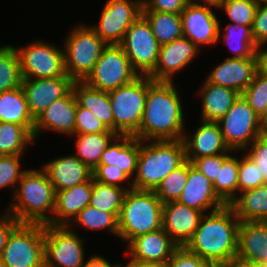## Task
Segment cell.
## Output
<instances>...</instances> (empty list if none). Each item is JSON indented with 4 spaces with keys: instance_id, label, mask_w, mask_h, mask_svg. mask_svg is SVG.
I'll return each instance as SVG.
<instances>
[{
    "instance_id": "obj_19",
    "label": "cell",
    "mask_w": 267,
    "mask_h": 267,
    "mask_svg": "<svg viewBox=\"0 0 267 267\" xmlns=\"http://www.w3.org/2000/svg\"><path fill=\"white\" fill-rule=\"evenodd\" d=\"M203 215L195 208L170 201L163 204L162 228L179 247H184L194 236Z\"/></svg>"
},
{
    "instance_id": "obj_15",
    "label": "cell",
    "mask_w": 267,
    "mask_h": 267,
    "mask_svg": "<svg viewBox=\"0 0 267 267\" xmlns=\"http://www.w3.org/2000/svg\"><path fill=\"white\" fill-rule=\"evenodd\" d=\"M73 82L74 80L69 75L22 79L21 87L32 117L36 119L50 104L64 97L72 89Z\"/></svg>"
},
{
    "instance_id": "obj_48",
    "label": "cell",
    "mask_w": 267,
    "mask_h": 267,
    "mask_svg": "<svg viewBox=\"0 0 267 267\" xmlns=\"http://www.w3.org/2000/svg\"><path fill=\"white\" fill-rule=\"evenodd\" d=\"M168 262L169 267H214L210 262L190 251L186 246L178 247Z\"/></svg>"
},
{
    "instance_id": "obj_25",
    "label": "cell",
    "mask_w": 267,
    "mask_h": 267,
    "mask_svg": "<svg viewBox=\"0 0 267 267\" xmlns=\"http://www.w3.org/2000/svg\"><path fill=\"white\" fill-rule=\"evenodd\" d=\"M55 191H62L89 181L92 170L74 154L55 158L42 164Z\"/></svg>"
},
{
    "instance_id": "obj_41",
    "label": "cell",
    "mask_w": 267,
    "mask_h": 267,
    "mask_svg": "<svg viewBox=\"0 0 267 267\" xmlns=\"http://www.w3.org/2000/svg\"><path fill=\"white\" fill-rule=\"evenodd\" d=\"M257 7L253 0H222L218 9L225 11L233 24L252 28Z\"/></svg>"
},
{
    "instance_id": "obj_10",
    "label": "cell",
    "mask_w": 267,
    "mask_h": 267,
    "mask_svg": "<svg viewBox=\"0 0 267 267\" xmlns=\"http://www.w3.org/2000/svg\"><path fill=\"white\" fill-rule=\"evenodd\" d=\"M45 267H82L84 239L68 225H44ZM80 236V237H79Z\"/></svg>"
},
{
    "instance_id": "obj_30",
    "label": "cell",
    "mask_w": 267,
    "mask_h": 267,
    "mask_svg": "<svg viewBox=\"0 0 267 267\" xmlns=\"http://www.w3.org/2000/svg\"><path fill=\"white\" fill-rule=\"evenodd\" d=\"M0 122L24 126L33 135L35 119L29 111L21 86L0 93Z\"/></svg>"
},
{
    "instance_id": "obj_6",
    "label": "cell",
    "mask_w": 267,
    "mask_h": 267,
    "mask_svg": "<svg viewBox=\"0 0 267 267\" xmlns=\"http://www.w3.org/2000/svg\"><path fill=\"white\" fill-rule=\"evenodd\" d=\"M65 40L66 73L74 81H84L108 44L89 25L82 23L74 26Z\"/></svg>"
},
{
    "instance_id": "obj_56",
    "label": "cell",
    "mask_w": 267,
    "mask_h": 267,
    "mask_svg": "<svg viewBox=\"0 0 267 267\" xmlns=\"http://www.w3.org/2000/svg\"><path fill=\"white\" fill-rule=\"evenodd\" d=\"M189 3L195 4V5H203L202 3L204 2L205 5L207 6H212L215 8H219L221 5L222 0H188ZM199 1V2H198ZM201 1V2H200Z\"/></svg>"
},
{
    "instance_id": "obj_43",
    "label": "cell",
    "mask_w": 267,
    "mask_h": 267,
    "mask_svg": "<svg viewBox=\"0 0 267 267\" xmlns=\"http://www.w3.org/2000/svg\"><path fill=\"white\" fill-rule=\"evenodd\" d=\"M267 183L259 168L244 153V156L238 159V193L255 189Z\"/></svg>"
},
{
    "instance_id": "obj_50",
    "label": "cell",
    "mask_w": 267,
    "mask_h": 267,
    "mask_svg": "<svg viewBox=\"0 0 267 267\" xmlns=\"http://www.w3.org/2000/svg\"><path fill=\"white\" fill-rule=\"evenodd\" d=\"M188 0H142V11L181 14Z\"/></svg>"
},
{
    "instance_id": "obj_13",
    "label": "cell",
    "mask_w": 267,
    "mask_h": 267,
    "mask_svg": "<svg viewBox=\"0 0 267 267\" xmlns=\"http://www.w3.org/2000/svg\"><path fill=\"white\" fill-rule=\"evenodd\" d=\"M119 45L140 76H148L155 69L161 45L142 15L130 25Z\"/></svg>"
},
{
    "instance_id": "obj_42",
    "label": "cell",
    "mask_w": 267,
    "mask_h": 267,
    "mask_svg": "<svg viewBox=\"0 0 267 267\" xmlns=\"http://www.w3.org/2000/svg\"><path fill=\"white\" fill-rule=\"evenodd\" d=\"M261 117L267 109V76L257 71L250 85L241 94Z\"/></svg>"
},
{
    "instance_id": "obj_52",
    "label": "cell",
    "mask_w": 267,
    "mask_h": 267,
    "mask_svg": "<svg viewBox=\"0 0 267 267\" xmlns=\"http://www.w3.org/2000/svg\"><path fill=\"white\" fill-rule=\"evenodd\" d=\"M20 224V222L8 212L0 214V256L7 244L11 232Z\"/></svg>"
},
{
    "instance_id": "obj_47",
    "label": "cell",
    "mask_w": 267,
    "mask_h": 267,
    "mask_svg": "<svg viewBox=\"0 0 267 267\" xmlns=\"http://www.w3.org/2000/svg\"><path fill=\"white\" fill-rule=\"evenodd\" d=\"M93 179L103 184L115 185L121 187V183L128 182L129 187L132 188L130 183L131 178L117 166L111 165H98L93 171Z\"/></svg>"
},
{
    "instance_id": "obj_49",
    "label": "cell",
    "mask_w": 267,
    "mask_h": 267,
    "mask_svg": "<svg viewBox=\"0 0 267 267\" xmlns=\"http://www.w3.org/2000/svg\"><path fill=\"white\" fill-rule=\"evenodd\" d=\"M232 154L227 152L225 154L214 156H203L195 159L192 165L202 172L212 183L218 176L219 167H222L223 162Z\"/></svg>"
},
{
    "instance_id": "obj_3",
    "label": "cell",
    "mask_w": 267,
    "mask_h": 267,
    "mask_svg": "<svg viewBox=\"0 0 267 267\" xmlns=\"http://www.w3.org/2000/svg\"><path fill=\"white\" fill-rule=\"evenodd\" d=\"M55 199L56 191L46 172L42 168L29 169L17 183L6 212L20 223L46 225L52 220Z\"/></svg>"
},
{
    "instance_id": "obj_61",
    "label": "cell",
    "mask_w": 267,
    "mask_h": 267,
    "mask_svg": "<svg viewBox=\"0 0 267 267\" xmlns=\"http://www.w3.org/2000/svg\"><path fill=\"white\" fill-rule=\"evenodd\" d=\"M118 267H127V266L126 265L124 266V265L120 264Z\"/></svg>"
},
{
    "instance_id": "obj_46",
    "label": "cell",
    "mask_w": 267,
    "mask_h": 267,
    "mask_svg": "<svg viewBox=\"0 0 267 267\" xmlns=\"http://www.w3.org/2000/svg\"><path fill=\"white\" fill-rule=\"evenodd\" d=\"M246 149L244 152L259 168L267 182V134L258 136Z\"/></svg>"
},
{
    "instance_id": "obj_21",
    "label": "cell",
    "mask_w": 267,
    "mask_h": 267,
    "mask_svg": "<svg viewBox=\"0 0 267 267\" xmlns=\"http://www.w3.org/2000/svg\"><path fill=\"white\" fill-rule=\"evenodd\" d=\"M257 71V57H227L211 70L206 80L235 90L241 95L253 81Z\"/></svg>"
},
{
    "instance_id": "obj_39",
    "label": "cell",
    "mask_w": 267,
    "mask_h": 267,
    "mask_svg": "<svg viewBox=\"0 0 267 267\" xmlns=\"http://www.w3.org/2000/svg\"><path fill=\"white\" fill-rule=\"evenodd\" d=\"M21 82L20 61L15 46H0V93L20 87Z\"/></svg>"
},
{
    "instance_id": "obj_24",
    "label": "cell",
    "mask_w": 267,
    "mask_h": 267,
    "mask_svg": "<svg viewBox=\"0 0 267 267\" xmlns=\"http://www.w3.org/2000/svg\"><path fill=\"white\" fill-rule=\"evenodd\" d=\"M126 246L128 258L139 261H169L179 247L163 228L139 235Z\"/></svg>"
},
{
    "instance_id": "obj_59",
    "label": "cell",
    "mask_w": 267,
    "mask_h": 267,
    "mask_svg": "<svg viewBox=\"0 0 267 267\" xmlns=\"http://www.w3.org/2000/svg\"><path fill=\"white\" fill-rule=\"evenodd\" d=\"M0 267H6L1 256H0Z\"/></svg>"
},
{
    "instance_id": "obj_38",
    "label": "cell",
    "mask_w": 267,
    "mask_h": 267,
    "mask_svg": "<svg viewBox=\"0 0 267 267\" xmlns=\"http://www.w3.org/2000/svg\"><path fill=\"white\" fill-rule=\"evenodd\" d=\"M213 187L218 198L229 205L238 192V157L232 154L219 167V173Z\"/></svg>"
},
{
    "instance_id": "obj_20",
    "label": "cell",
    "mask_w": 267,
    "mask_h": 267,
    "mask_svg": "<svg viewBox=\"0 0 267 267\" xmlns=\"http://www.w3.org/2000/svg\"><path fill=\"white\" fill-rule=\"evenodd\" d=\"M77 100L71 89L64 97L54 101L35 119L33 137L37 139L44 129L65 135L75 134Z\"/></svg>"
},
{
    "instance_id": "obj_4",
    "label": "cell",
    "mask_w": 267,
    "mask_h": 267,
    "mask_svg": "<svg viewBox=\"0 0 267 267\" xmlns=\"http://www.w3.org/2000/svg\"><path fill=\"white\" fill-rule=\"evenodd\" d=\"M186 160L183 140H140L132 188L154 191L161 181Z\"/></svg>"
},
{
    "instance_id": "obj_36",
    "label": "cell",
    "mask_w": 267,
    "mask_h": 267,
    "mask_svg": "<svg viewBox=\"0 0 267 267\" xmlns=\"http://www.w3.org/2000/svg\"><path fill=\"white\" fill-rule=\"evenodd\" d=\"M130 187H119L98 182L92 177V195L89 205L110 213H120L126 192Z\"/></svg>"
},
{
    "instance_id": "obj_28",
    "label": "cell",
    "mask_w": 267,
    "mask_h": 267,
    "mask_svg": "<svg viewBox=\"0 0 267 267\" xmlns=\"http://www.w3.org/2000/svg\"><path fill=\"white\" fill-rule=\"evenodd\" d=\"M201 86L199 95L202 100L200 118L202 121L218 122L240 95L235 90L212 84L207 80Z\"/></svg>"
},
{
    "instance_id": "obj_60",
    "label": "cell",
    "mask_w": 267,
    "mask_h": 267,
    "mask_svg": "<svg viewBox=\"0 0 267 267\" xmlns=\"http://www.w3.org/2000/svg\"><path fill=\"white\" fill-rule=\"evenodd\" d=\"M25 267H27V266H25ZM29 267H45V266H29Z\"/></svg>"
},
{
    "instance_id": "obj_29",
    "label": "cell",
    "mask_w": 267,
    "mask_h": 267,
    "mask_svg": "<svg viewBox=\"0 0 267 267\" xmlns=\"http://www.w3.org/2000/svg\"><path fill=\"white\" fill-rule=\"evenodd\" d=\"M72 90L80 107L90 110L108 130L114 131V115L107 91L94 89L84 81H74Z\"/></svg>"
},
{
    "instance_id": "obj_14",
    "label": "cell",
    "mask_w": 267,
    "mask_h": 267,
    "mask_svg": "<svg viewBox=\"0 0 267 267\" xmlns=\"http://www.w3.org/2000/svg\"><path fill=\"white\" fill-rule=\"evenodd\" d=\"M142 0H107L99 23L89 26L108 45L120 44L130 25L141 15Z\"/></svg>"
},
{
    "instance_id": "obj_51",
    "label": "cell",
    "mask_w": 267,
    "mask_h": 267,
    "mask_svg": "<svg viewBox=\"0 0 267 267\" xmlns=\"http://www.w3.org/2000/svg\"><path fill=\"white\" fill-rule=\"evenodd\" d=\"M252 35L257 45L267 44V3L258 5L252 25Z\"/></svg>"
},
{
    "instance_id": "obj_31",
    "label": "cell",
    "mask_w": 267,
    "mask_h": 267,
    "mask_svg": "<svg viewBox=\"0 0 267 267\" xmlns=\"http://www.w3.org/2000/svg\"><path fill=\"white\" fill-rule=\"evenodd\" d=\"M229 206L240 222L267 221V183L241 192Z\"/></svg>"
},
{
    "instance_id": "obj_5",
    "label": "cell",
    "mask_w": 267,
    "mask_h": 267,
    "mask_svg": "<svg viewBox=\"0 0 267 267\" xmlns=\"http://www.w3.org/2000/svg\"><path fill=\"white\" fill-rule=\"evenodd\" d=\"M163 203L151 190L129 189L118 217L119 237L126 245L135 237L162 228Z\"/></svg>"
},
{
    "instance_id": "obj_55",
    "label": "cell",
    "mask_w": 267,
    "mask_h": 267,
    "mask_svg": "<svg viewBox=\"0 0 267 267\" xmlns=\"http://www.w3.org/2000/svg\"><path fill=\"white\" fill-rule=\"evenodd\" d=\"M127 267H169L168 261H139L129 259Z\"/></svg>"
},
{
    "instance_id": "obj_2",
    "label": "cell",
    "mask_w": 267,
    "mask_h": 267,
    "mask_svg": "<svg viewBox=\"0 0 267 267\" xmlns=\"http://www.w3.org/2000/svg\"><path fill=\"white\" fill-rule=\"evenodd\" d=\"M240 220L229 205L204 214L186 247L214 267H235Z\"/></svg>"
},
{
    "instance_id": "obj_53",
    "label": "cell",
    "mask_w": 267,
    "mask_h": 267,
    "mask_svg": "<svg viewBox=\"0 0 267 267\" xmlns=\"http://www.w3.org/2000/svg\"><path fill=\"white\" fill-rule=\"evenodd\" d=\"M263 46L265 47V44L258 45L256 49L257 68L260 73L267 76V48L262 49Z\"/></svg>"
},
{
    "instance_id": "obj_45",
    "label": "cell",
    "mask_w": 267,
    "mask_h": 267,
    "mask_svg": "<svg viewBox=\"0 0 267 267\" xmlns=\"http://www.w3.org/2000/svg\"><path fill=\"white\" fill-rule=\"evenodd\" d=\"M100 132L114 131L108 130L90 110L77 104L75 134H95Z\"/></svg>"
},
{
    "instance_id": "obj_12",
    "label": "cell",
    "mask_w": 267,
    "mask_h": 267,
    "mask_svg": "<svg viewBox=\"0 0 267 267\" xmlns=\"http://www.w3.org/2000/svg\"><path fill=\"white\" fill-rule=\"evenodd\" d=\"M17 50L22 79L53 78L68 75L64 51L52 43L33 40Z\"/></svg>"
},
{
    "instance_id": "obj_9",
    "label": "cell",
    "mask_w": 267,
    "mask_h": 267,
    "mask_svg": "<svg viewBox=\"0 0 267 267\" xmlns=\"http://www.w3.org/2000/svg\"><path fill=\"white\" fill-rule=\"evenodd\" d=\"M140 77L119 44L107 45L84 82L97 90L111 91Z\"/></svg>"
},
{
    "instance_id": "obj_23",
    "label": "cell",
    "mask_w": 267,
    "mask_h": 267,
    "mask_svg": "<svg viewBox=\"0 0 267 267\" xmlns=\"http://www.w3.org/2000/svg\"><path fill=\"white\" fill-rule=\"evenodd\" d=\"M177 201L203 213L208 212L209 209L214 212L225 206L216 195L213 183L190 161L187 182Z\"/></svg>"
},
{
    "instance_id": "obj_58",
    "label": "cell",
    "mask_w": 267,
    "mask_h": 267,
    "mask_svg": "<svg viewBox=\"0 0 267 267\" xmlns=\"http://www.w3.org/2000/svg\"><path fill=\"white\" fill-rule=\"evenodd\" d=\"M257 5L266 4L267 0H253Z\"/></svg>"
},
{
    "instance_id": "obj_8",
    "label": "cell",
    "mask_w": 267,
    "mask_h": 267,
    "mask_svg": "<svg viewBox=\"0 0 267 267\" xmlns=\"http://www.w3.org/2000/svg\"><path fill=\"white\" fill-rule=\"evenodd\" d=\"M43 224L20 223L10 234L2 252L6 267L45 266Z\"/></svg>"
},
{
    "instance_id": "obj_11",
    "label": "cell",
    "mask_w": 267,
    "mask_h": 267,
    "mask_svg": "<svg viewBox=\"0 0 267 267\" xmlns=\"http://www.w3.org/2000/svg\"><path fill=\"white\" fill-rule=\"evenodd\" d=\"M217 123L226 144L235 152L246 150L258 136L263 134L260 117L242 95H239Z\"/></svg>"
},
{
    "instance_id": "obj_35",
    "label": "cell",
    "mask_w": 267,
    "mask_h": 267,
    "mask_svg": "<svg viewBox=\"0 0 267 267\" xmlns=\"http://www.w3.org/2000/svg\"><path fill=\"white\" fill-rule=\"evenodd\" d=\"M33 135L21 125L0 122V155L24 156L29 143H35Z\"/></svg>"
},
{
    "instance_id": "obj_22",
    "label": "cell",
    "mask_w": 267,
    "mask_h": 267,
    "mask_svg": "<svg viewBox=\"0 0 267 267\" xmlns=\"http://www.w3.org/2000/svg\"><path fill=\"white\" fill-rule=\"evenodd\" d=\"M200 124L191 137L184 133L182 138L188 161L192 163L195 159L203 156H214L234 151L226 144L217 122L201 120Z\"/></svg>"
},
{
    "instance_id": "obj_54",
    "label": "cell",
    "mask_w": 267,
    "mask_h": 267,
    "mask_svg": "<svg viewBox=\"0 0 267 267\" xmlns=\"http://www.w3.org/2000/svg\"><path fill=\"white\" fill-rule=\"evenodd\" d=\"M119 265V263L112 265L105 257L96 254L90 256L82 267H118Z\"/></svg>"
},
{
    "instance_id": "obj_26",
    "label": "cell",
    "mask_w": 267,
    "mask_h": 267,
    "mask_svg": "<svg viewBox=\"0 0 267 267\" xmlns=\"http://www.w3.org/2000/svg\"><path fill=\"white\" fill-rule=\"evenodd\" d=\"M92 195V178L72 188L56 191L51 225H69L78 213L87 207Z\"/></svg>"
},
{
    "instance_id": "obj_16",
    "label": "cell",
    "mask_w": 267,
    "mask_h": 267,
    "mask_svg": "<svg viewBox=\"0 0 267 267\" xmlns=\"http://www.w3.org/2000/svg\"><path fill=\"white\" fill-rule=\"evenodd\" d=\"M267 266V221L240 222L235 267Z\"/></svg>"
},
{
    "instance_id": "obj_32",
    "label": "cell",
    "mask_w": 267,
    "mask_h": 267,
    "mask_svg": "<svg viewBox=\"0 0 267 267\" xmlns=\"http://www.w3.org/2000/svg\"><path fill=\"white\" fill-rule=\"evenodd\" d=\"M117 135L116 132L74 134L77 152L74 155L93 171L99 165L103 152Z\"/></svg>"
},
{
    "instance_id": "obj_40",
    "label": "cell",
    "mask_w": 267,
    "mask_h": 267,
    "mask_svg": "<svg viewBox=\"0 0 267 267\" xmlns=\"http://www.w3.org/2000/svg\"><path fill=\"white\" fill-rule=\"evenodd\" d=\"M189 161L186 159L179 167L171 171L154 190L161 202L177 201L187 182Z\"/></svg>"
},
{
    "instance_id": "obj_57",
    "label": "cell",
    "mask_w": 267,
    "mask_h": 267,
    "mask_svg": "<svg viewBox=\"0 0 267 267\" xmlns=\"http://www.w3.org/2000/svg\"><path fill=\"white\" fill-rule=\"evenodd\" d=\"M260 122H261L262 132L266 134L267 133V109L264 112V114L260 117Z\"/></svg>"
},
{
    "instance_id": "obj_37",
    "label": "cell",
    "mask_w": 267,
    "mask_h": 267,
    "mask_svg": "<svg viewBox=\"0 0 267 267\" xmlns=\"http://www.w3.org/2000/svg\"><path fill=\"white\" fill-rule=\"evenodd\" d=\"M120 213H110L101 211L98 208L88 205L81 210L73 221L68 225L69 227H76L78 224L86 229L98 231L107 230L111 234L119 237L118 217ZM77 224V225H75Z\"/></svg>"
},
{
    "instance_id": "obj_27",
    "label": "cell",
    "mask_w": 267,
    "mask_h": 267,
    "mask_svg": "<svg viewBox=\"0 0 267 267\" xmlns=\"http://www.w3.org/2000/svg\"><path fill=\"white\" fill-rule=\"evenodd\" d=\"M139 152L140 140L137 137L117 135L103 152L99 165L117 166L130 178H134Z\"/></svg>"
},
{
    "instance_id": "obj_1",
    "label": "cell",
    "mask_w": 267,
    "mask_h": 267,
    "mask_svg": "<svg viewBox=\"0 0 267 267\" xmlns=\"http://www.w3.org/2000/svg\"><path fill=\"white\" fill-rule=\"evenodd\" d=\"M172 82L153 81L148 76V91L139 130V140H181L185 133L182 101Z\"/></svg>"
},
{
    "instance_id": "obj_34",
    "label": "cell",
    "mask_w": 267,
    "mask_h": 267,
    "mask_svg": "<svg viewBox=\"0 0 267 267\" xmlns=\"http://www.w3.org/2000/svg\"><path fill=\"white\" fill-rule=\"evenodd\" d=\"M141 15L148 21L153 35L160 45L183 37L181 14L142 11Z\"/></svg>"
},
{
    "instance_id": "obj_33",
    "label": "cell",
    "mask_w": 267,
    "mask_h": 267,
    "mask_svg": "<svg viewBox=\"0 0 267 267\" xmlns=\"http://www.w3.org/2000/svg\"><path fill=\"white\" fill-rule=\"evenodd\" d=\"M221 29V26H219L218 41L221 38L224 39L223 42L234 53L231 58L256 57L258 45L254 41L251 27L228 22L223 34Z\"/></svg>"
},
{
    "instance_id": "obj_7",
    "label": "cell",
    "mask_w": 267,
    "mask_h": 267,
    "mask_svg": "<svg viewBox=\"0 0 267 267\" xmlns=\"http://www.w3.org/2000/svg\"><path fill=\"white\" fill-rule=\"evenodd\" d=\"M148 91V76L108 92L114 115V132L134 135L140 127Z\"/></svg>"
},
{
    "instance_id": "obj_18",
    "label": "cell",
    "mask_w": 267,
    "mask_h": 267,
    "mask_svg": "<svg viewBox=\"0 0 267 267\" xmlns=\"http://www.w3.org/2000/svg\"><path fill=\"white\" fill-rule=\"evenodd\" d=\"M212 6L188 3L181 12L183 36L190 39L200 49L204 45L218 42L220 22Z\"/></svg>"
},
{
    "instance_id": "obj_44",
    "label": "cell",
    "mask_w": 267,
    "mask_h": 267,
    "mask_svg": "<svg viewBox=\"0 0 267 267\" xmlns=\"http://www.w3.org/2000/svg\"><path fill=\"white\" fill-rule=\"evenodd\" d=\"M20 158V155H0V189L11 187L14 194L17 183L26 171L20 168Z\"/></svg>"
},
{
    "instance_id": "obj_17",
    "label": "cell",
    "mask_w": 267,
    "mask_h": 267,
    "mask_svg": "<svg viewBox=\"0 0 267 267\" xmlns=\"http://www.w3.org/2000/svg\"><path fill=\"white\" fill-rule=\"evenodd\" d=\"M200 50L184 36L163 44L160 46L156 67L148 76L153 81L172 82L174 74L186 69Z\"/></svg>"
}]
</instances>
